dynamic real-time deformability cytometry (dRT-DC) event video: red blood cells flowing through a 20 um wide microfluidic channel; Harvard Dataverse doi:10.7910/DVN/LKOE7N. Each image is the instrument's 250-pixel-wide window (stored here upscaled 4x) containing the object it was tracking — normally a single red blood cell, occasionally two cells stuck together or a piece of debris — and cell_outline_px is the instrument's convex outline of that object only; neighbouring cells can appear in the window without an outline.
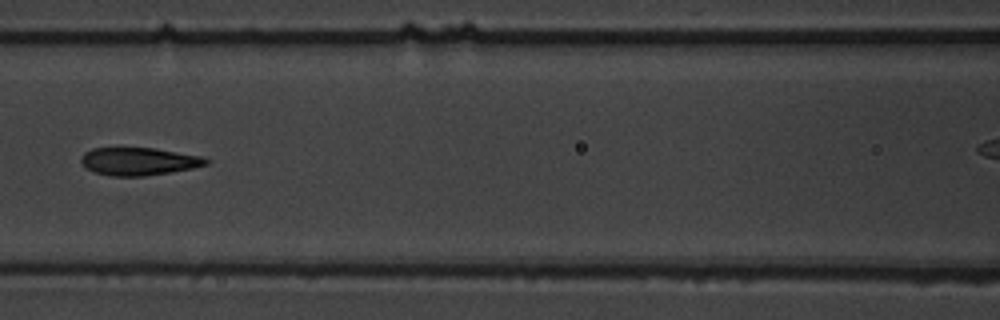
{"species": "common noctule bat (a hibernating species)", "species_latin": "Nyctalus noctula", "temperature_condition": "warm", "stored_images_in_passage": 8, "segment_of_instrument_passage": [1, 2], "camera_frame_rate_fps": 3000, "um_per_image_px": 0.085, "animal": {"sex": "male", "body_mass_g": 19.5, "forearm_length_mm": 54.6}, "frame": {"image": 1, "passage_image": 7, "time_ms": 7.333, "image_size_px": [1000, 320], "cell_outline_px": [[212, 160], [208, 164], [192, 168], [144, 176], [112, 176], [96, 172], [84, 168], [80, 160], [80, 156], [84, 152], [92, 148], [156, 148], [200, 156]], "centroid_in_image_um": [11.77, 13.71], "position_along_channel_um": 154.8, "area_um2": 20.23}}